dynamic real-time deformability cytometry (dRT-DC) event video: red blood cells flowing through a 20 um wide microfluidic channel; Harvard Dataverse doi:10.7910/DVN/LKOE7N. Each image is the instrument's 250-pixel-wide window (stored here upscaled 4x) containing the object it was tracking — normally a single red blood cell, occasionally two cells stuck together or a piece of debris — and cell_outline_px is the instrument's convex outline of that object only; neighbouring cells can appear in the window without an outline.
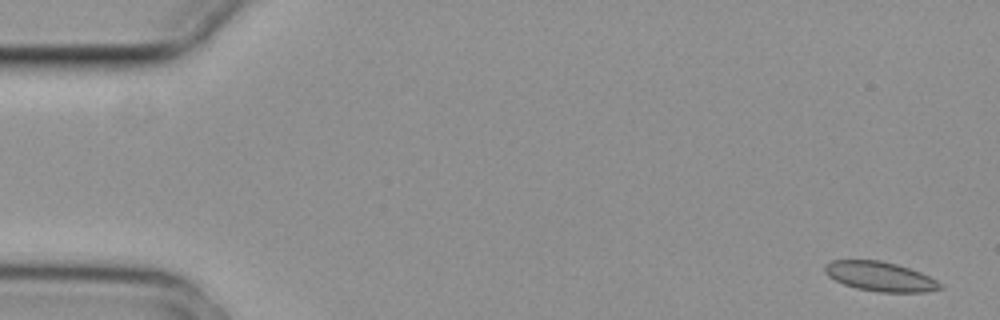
{"species": "common noctule bat (a hibernating species)", "species_latin": "Nyctalus noctula", "temperature_condition": "cold", "stored_images_in_passage": 3, "camera_frame_rate_fps": 3000, "um_per_image_px": 0.085, "animal": {"sex": "female", "body_mass_g": 29.2, "forearm_length_mm": 56.3}, "frame": {"image": 1, "passage_image": 1, "time_ms": 0.0, "image_size_px": [1000, 320], "cell_outline_px": [[944, 288], [928, 292], [880, 292], [856, 288], [844, 284], [828, 276], [824, 272], [824, 264], [832, 260], [880, 260], [896, 264], [920, 272], [944, 284]], "centroid_in_image_um": [74.82, 23.5], "position_along_channel_um": 10.2, "area_um2": 19.88}}